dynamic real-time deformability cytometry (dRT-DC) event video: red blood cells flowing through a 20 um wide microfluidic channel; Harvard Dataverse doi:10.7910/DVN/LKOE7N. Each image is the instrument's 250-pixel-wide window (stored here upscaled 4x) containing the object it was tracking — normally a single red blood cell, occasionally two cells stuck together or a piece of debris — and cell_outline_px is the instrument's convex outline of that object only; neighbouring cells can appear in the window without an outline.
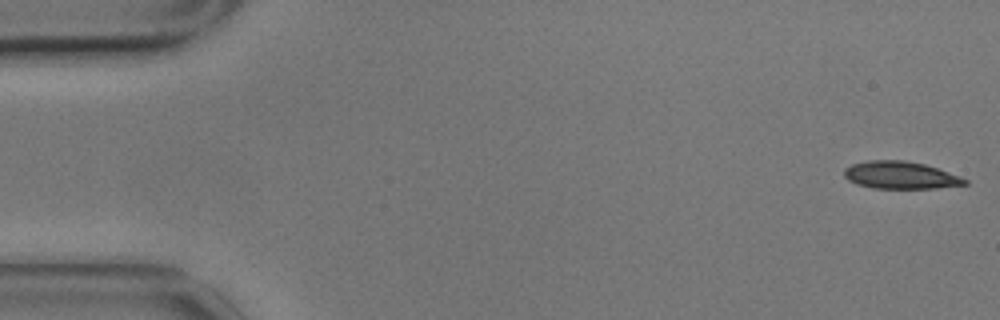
{"species": "common noctule bat (a hibernating species)", "species_latin": "Nyctalus noctula", "temperature_condition": "cold", "stored_images_in_passage": 56, "camera_frame_rate_fps": 3000, "um_per_image_px": 0.085, "animal": {"sex": "male", "body_mass_g": 17.9}, "frame": {"image": 1, "passage_image": 1, "time_ms": 0.0, "image_size_px": [1000, 320], "cell_outline_px": [[968, 184], [936, 188], [872, 188], [856, 184], [848, 180], [844, 176], [844, 168], [852, 164], [868, 160], [904, 160], [924, 164], [960, 176], [968, 180]], "centroid_in_image_um": [76.51, 14.89], "position_along_channel_um": 8.5, "area_um2": 19.25}}
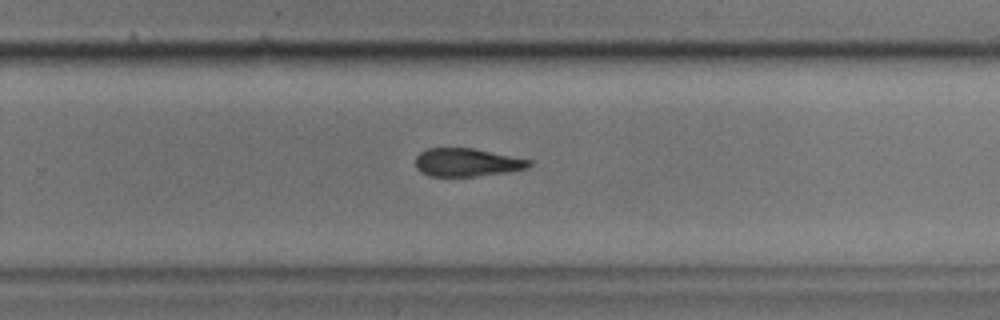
{"frame": {"image": 2, "passage_image": 36, "time_ms": 11.667, "image_size_px": [1000, 320], "cell_outline_px": [[532, 164], [528, 168], [508, 172], [476, 176], [428, 176], [420, 172], [416, 168], [416, 156], [420, 152], [428, 148], [472, 148], [532, 160]], "centroid_in_image_um": [39.68, 13.81], "position_along_channel_um": 290.1, "area_um2": 18.67}}
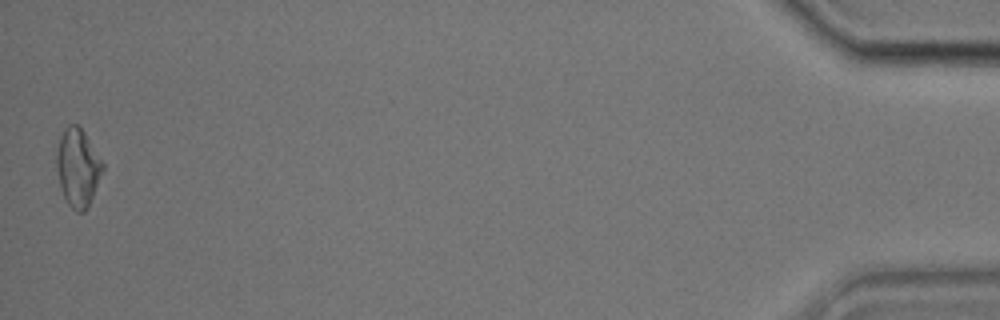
{"frame": {"image": 3, "passage_image": 56, "time_ms": 18.333, "image_size_px": [1000, 320], "cell_outline_px": [[104, 168], [88, 208], [84, 212], [76, 212], [68, 204], [64, 196], [60, 184], [56, 168], [56, 152], [60, 136], [64, 128], [68, 124], [76, 124], [84, 132], [104, 164]], "centroid_in_image_um": [6.61, 14.25], "position_along_channel_um": 428.6, "area_um2": 20.87}, "authors_computed_cell_mechanics": {"area_um2": 20.23, "velocity_mm_per_s": 3.4823, "shape_relaxation_time_tau1_ms": 3.1141, "shape_relaxation_time_tau2_ms": null, "deformation_change_tau1": 0.1162, "deformation_change_tau2": null}}